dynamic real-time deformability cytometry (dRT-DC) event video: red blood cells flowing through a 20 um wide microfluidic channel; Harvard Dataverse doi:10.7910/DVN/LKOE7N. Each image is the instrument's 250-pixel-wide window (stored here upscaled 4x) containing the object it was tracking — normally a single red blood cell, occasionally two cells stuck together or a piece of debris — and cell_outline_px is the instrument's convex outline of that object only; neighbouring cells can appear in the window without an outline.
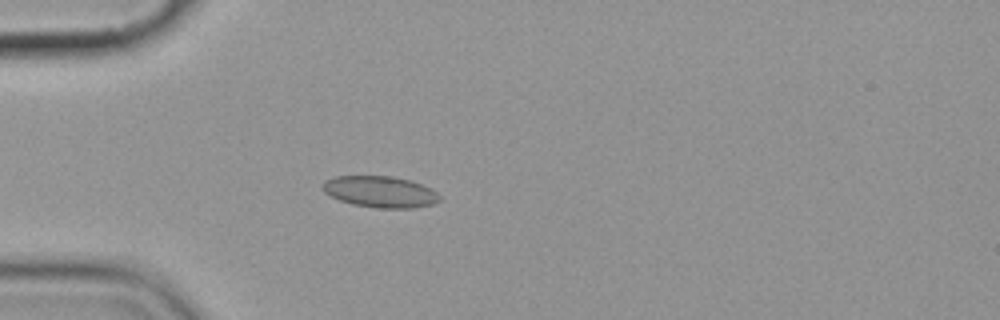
{"species": "common noctule bat (a hibernating species)", "species_latin": "Nyctalus noctula", "temperature_condition": "cold", "stored_images_in_passage": 3, "camera_frame_rate_fps": 3000, "um_per_image_px": 0.085, "animal": {"sex": "female", "body_mass_g": 19.9}, "frame": {"image": 1, "passage_image": 2, "time_ms": 1.333, "image_size_px": [1000, 320], "cell_outline_px": [[440, 200], [432, 204], [412, 208], [376, 208], [352, 204], [340, 200], [324, 192], [320, 188], [324, 180], [336, 176], [392, 176], [412, 180], [432, 188], [440, 196]], "centroid_in_image_um": [32.31, 16.29], "position_along_channel_um": 52.7, "area_um2": 21.56}}